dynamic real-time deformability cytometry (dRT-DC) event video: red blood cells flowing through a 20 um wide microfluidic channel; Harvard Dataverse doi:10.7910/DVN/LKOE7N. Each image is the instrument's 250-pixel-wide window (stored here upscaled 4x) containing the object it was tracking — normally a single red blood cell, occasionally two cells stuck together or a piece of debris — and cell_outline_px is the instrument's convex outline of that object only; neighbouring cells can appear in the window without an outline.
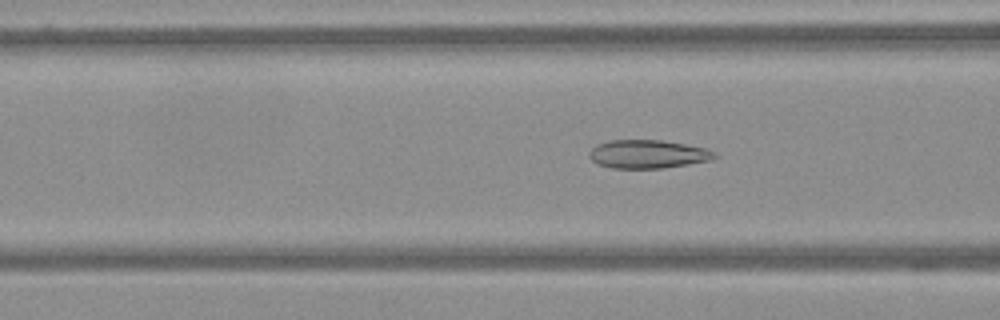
{"species": "Egyptian fruit bat (a non-hibernating species)", "species_latin": "Rousettus aegyptiacus", "temperature_condition": "warm", "stored_images_in_passage": 57, "camera_frame_rate_fps": 3000, "um_per_image_px": 0.085, "frame": {"image": 1, "passage_image": 20, "time_ms": 6.333, "image_size_px": [1000, 320], "cell_outline_px": [[720, 156], [712, 160], [664, 168], [612, 168], [596, 164], [588, 156], [588, 152], [596, 144], [608, 140], [660, 140], [684, 144], [704, 148], [716, 152]], "centroid_in_image_um": [55.05, 13.1], "position_along_channel_um": 111.5, "area_um2": 20.92}}
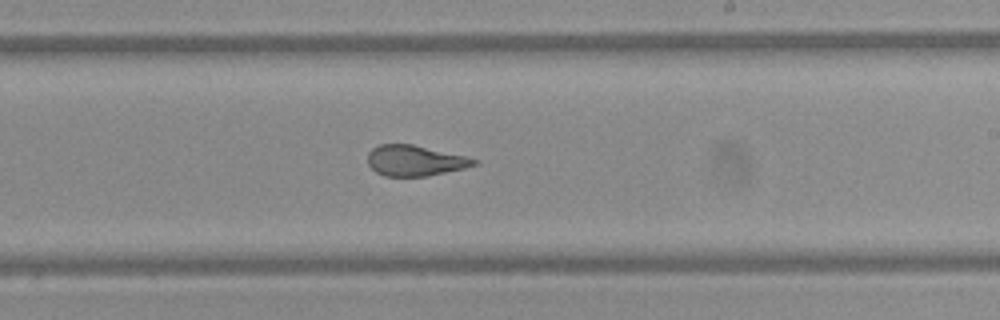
{"frame": {"image": 2, "passage_image": 33, "time_ms": 10.667, "image_size_px": [1000, 320], "cell_outline_px": [[480, 160], [476, 164], [464, 168], [428, 176], [384, 176], [376, 172], [368, 164], [368, 152], [372, 148], [380, 144], [412, 144], [464, 156]], "centroid_in_image_um": [35.25, 13.65], "position_along_channel_um": 253.8, "area_um2": 18.84}}
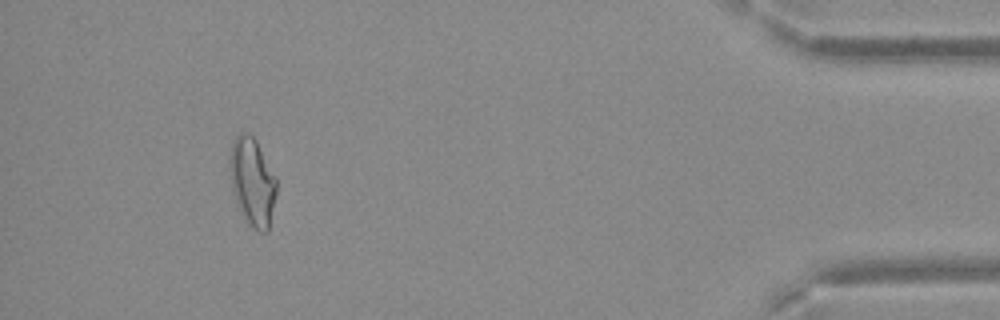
{"frame": {"image": 3, "passage_image": 53, "time_ms": 17.333, "image_size_px": [1000, 320], "cell_outline_px": [[276, 196], [268, 232], [260, 232], [248, 224], [244, 220], [240, 212], [232, 192], [228, 164], [228, 156], [232, 144], [236, 136], [240, 132], [248, 132], [256, 140], [276, 176]], "centroid_in_image_um": [21.43, 15.45], "position_along_channel_um": 413.8, "area_um2": 24.45}}